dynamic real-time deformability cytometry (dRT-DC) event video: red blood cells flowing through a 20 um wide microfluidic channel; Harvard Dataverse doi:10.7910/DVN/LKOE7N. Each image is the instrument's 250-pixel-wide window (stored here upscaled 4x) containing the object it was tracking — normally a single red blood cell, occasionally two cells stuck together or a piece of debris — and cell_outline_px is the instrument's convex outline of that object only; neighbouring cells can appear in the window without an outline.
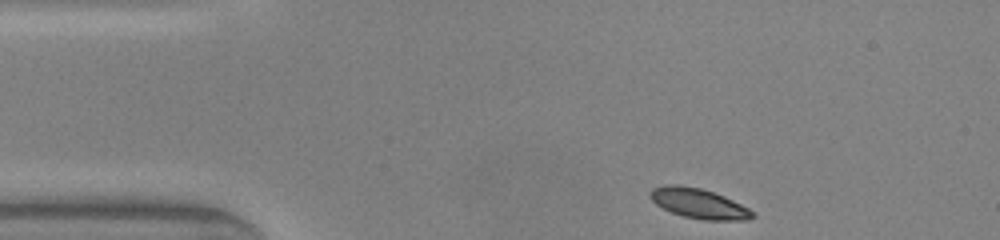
{"species": "common noctule bat (a hibernating species)", "species_latin": "Nyctalus noctula", "temperature_condition": "warm", "stored_images_in_passage": 2, "camera_frame_rate_fps": 3000, "um_per_image_px": 0.085, "animal": {"sex": "male", "body_mass_g": 20.0, "forearm_length_mm": 53.3}, "frame": {"image": 1, "passage_image": 1, "time_ms": 0.0, "image_size_px": [1000, 240], "cell_outline_px": [[756, 216], [748, 220], [704, 220], [684, 216], [672, 212], [656, 204], [648, 196], [648, 192], [652, 188], [668, 184], [676, 184], [700, 188], [724, 196], [748, 208]], "centroid_in_image_um": [59.37, 17.29], "position_along_channel_um": 25.6, "area_um2": 17.74}}